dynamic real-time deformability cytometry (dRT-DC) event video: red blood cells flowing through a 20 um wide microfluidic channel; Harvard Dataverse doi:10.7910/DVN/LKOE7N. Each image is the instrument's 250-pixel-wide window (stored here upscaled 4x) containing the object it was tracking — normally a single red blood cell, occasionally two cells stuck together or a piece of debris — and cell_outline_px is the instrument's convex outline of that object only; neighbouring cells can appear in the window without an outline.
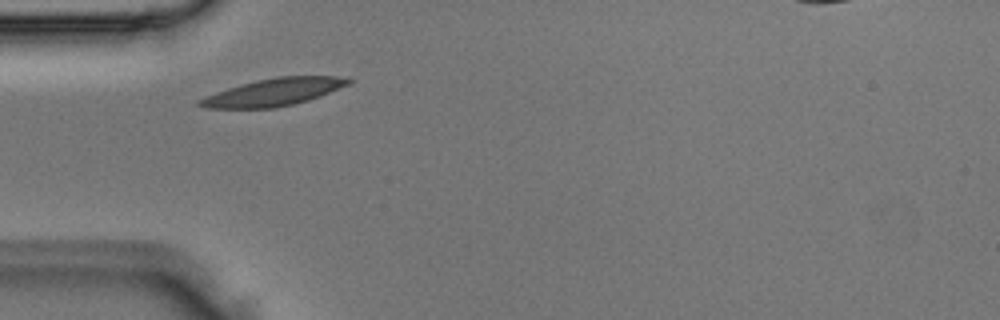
{"species": "Egyptian fruit bat (a non-hibernating species)", "species_latin": "Rousettus aegyptiacus", "temperature_condition": "room temperature", "stored_images_in_passage": 4, "camera_frame_rate_fps": 3000, "um_per_image_px": 0.085, "animal": {"sex": "male"}, "frame": {"image": 1, "passage_image": 4, "time_ms": 1.0, "image_size_px": [1000, 320], "cell_outline_px": [[352, 84], [320, 96], [308, 100], [276, 108], [204, 108], [196, 104], [196, 100], [204, 96], [240, 84], [256, 80], [276, 76], [348, 76], [352, 80]], "centroid_in_image_um": [23.28, 7.82], "position_along_channel_um": 61.7, "area_um2": 24.04}}